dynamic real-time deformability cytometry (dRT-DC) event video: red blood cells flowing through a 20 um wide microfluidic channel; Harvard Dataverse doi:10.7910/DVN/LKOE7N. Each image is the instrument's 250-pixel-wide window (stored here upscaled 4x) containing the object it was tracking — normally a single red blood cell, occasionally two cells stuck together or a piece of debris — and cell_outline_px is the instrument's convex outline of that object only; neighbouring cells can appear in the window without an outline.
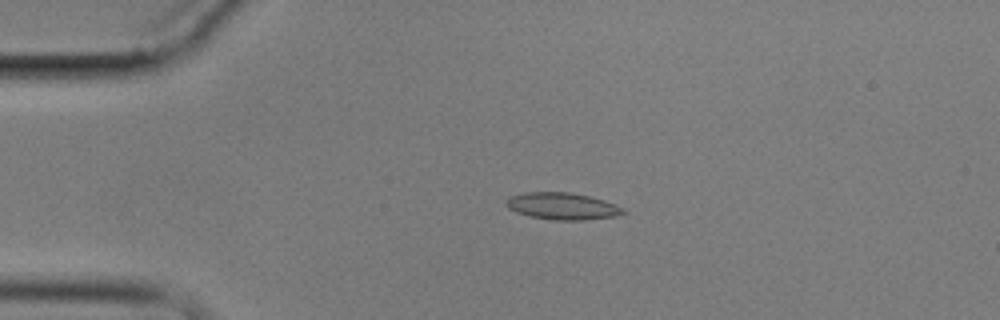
{"species": "common noctule bat (a hibernating species)", "species_latin": "Nyctalus noctula", "temperature_condition": "cold", "stored_images_in_passage": 4, "camera_frame_rate_fps": 3000, "um_per_image_px": 0.085, "animal": {"sex": "male", "body_mass_g": 17.9}, "frame": {"image": 1, "passage_image": 3, "time_ms": 2.333, "image_size_px": [1000, 320], "cell_outline_px": [[628, 212], [616, 216], [584, 220], [556, 220], [532, 216], [516, 212], [508, 208], [504, 204], [504, 200], [508, 196], [524, 192], [572, 192], [604, 200], [616, 204], [624, 208]], "centroid_in_image_um": [47.79, 17.51], "position_along_channel_um": 37.2, "area_um2": 18.55}}